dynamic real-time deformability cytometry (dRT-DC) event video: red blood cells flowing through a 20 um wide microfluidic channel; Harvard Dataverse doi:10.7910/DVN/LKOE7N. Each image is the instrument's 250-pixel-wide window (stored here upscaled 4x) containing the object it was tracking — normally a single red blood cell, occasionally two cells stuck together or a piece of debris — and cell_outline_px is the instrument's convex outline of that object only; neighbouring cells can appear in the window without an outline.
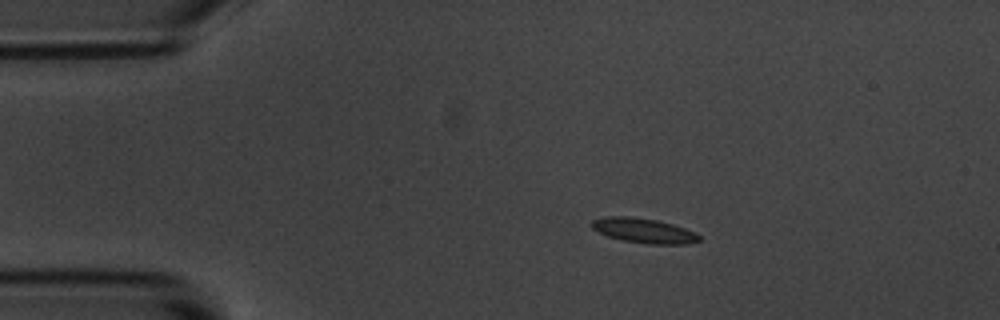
{"species": "common noctule bat (a hibernating species)", "species_latin": "Nyctalus noctula", "temperature_condition": "room temperature", "stored_images_in_passage": 8, "camera_frame_rate_fps": 3000, "um_per_image_px": 0.085, "animal": {"sex": "male", "body_mass_g": 20.1, "forearm_length_mm": 53.5}, "frame": {"image": 1, "passage_image": 1, "time_ms": 0.0, "image_size_px": [1000, 320], "cell_outline_px": [[700, 240], [688, 244], [648, 244], [624, 240], [608, 236], [592, 228], [592, 220], [604, 216], [628, 216], [656, 220], [672, 224], [696, 232], [700, 236]], "centroid_in_image_um": [54.74, 19.6], "position_along_channel_um": 30.3, "area_um2": 15.37}}
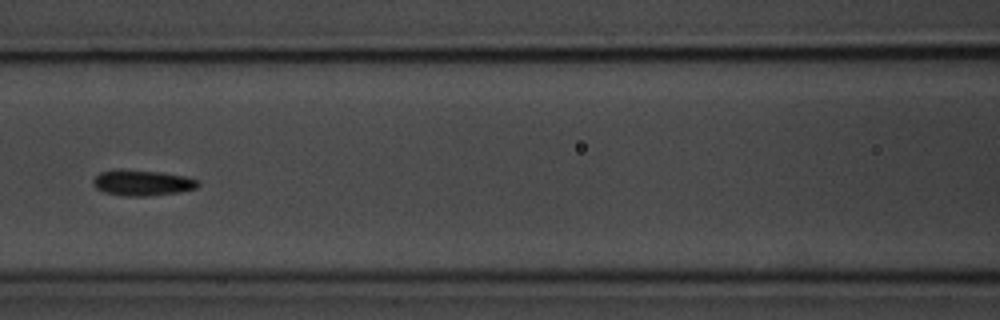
{"frame": {"image": 2, "passage_image": 5, "time_ms": 4.667, "image_size_px": [1000, 320], "cell_outline_px": [[200, 184], [196, 188], [180, 192], [148, 196], [128, 196], [104, 192], [96, 188], [92, 184], [92, 180], [100, 172], [120, 168], [160, 172], [184, 176], [200, 180]], "centroid_in_image_um": [12.09, 15.53], "position_along_channel_um": 154.5, "area_um2": 15.9}}
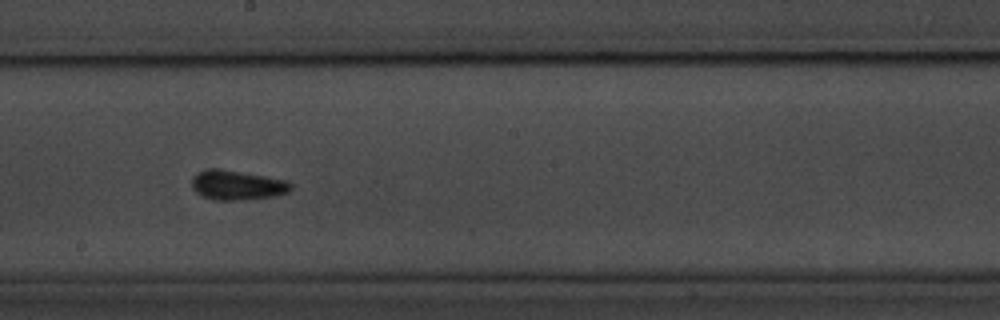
{"frame": {"image": 3, "passage_image": 7, "time_ms": 6.667, "image_size_px": [1000, 320], "cell_outline_px": [[292, 188], [288, 192], [276, 196], [248, 200], [216, 200], [204, 196], [196, 192], [192, 188], [192, 176], [196, 172], [208, 168], [216, 168], [288, 180], [292, 184]], "centroid_in_image_um": [20.16, 15.74], "position_along_channel_um": 228.0, "area_um2": 17.22}}